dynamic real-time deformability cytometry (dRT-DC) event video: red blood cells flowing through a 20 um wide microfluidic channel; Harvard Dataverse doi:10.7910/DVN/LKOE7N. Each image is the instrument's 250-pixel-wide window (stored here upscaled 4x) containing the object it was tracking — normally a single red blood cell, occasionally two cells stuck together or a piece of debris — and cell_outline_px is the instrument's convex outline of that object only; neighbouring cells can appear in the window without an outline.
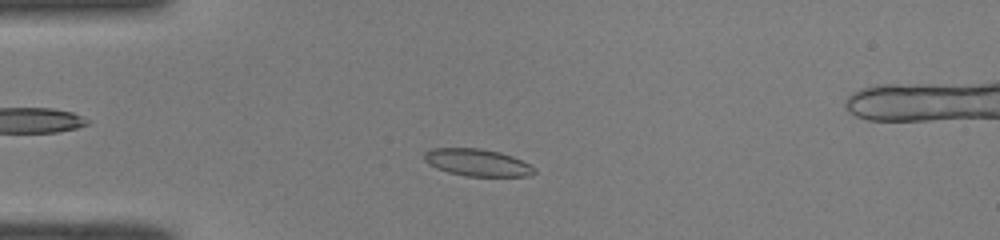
{"species": "common noctule bat (a hibernating species)", "species_latin": "Nyctalus noctula", "temperature_condition": "room temperature", "stored_images_in_passage": 40, "camera_frame_rate_fps": 3000, "um_per_image_px": 0.085, "animal": {"sex": "male", "body_mass_g": 19.0, "forearm_length_mm": 50.8}, "frame": {"image": 1, "passage_image": 2, "time_ms": 0.333, "image_size_px": [1000, 240], "cell_outline_px": [[536, 172], [528, 176], [464, 176], [448, 172], [436, 168], [428, 164], [424, 160], [424, 152], [432, 148], [480, 148], [500, 152], [512, 156], [536, 168]], "centroid_in_image_um": [40.54, 13.81], "position_along_channel_um": 44.5, "area_um2": 17.46}}
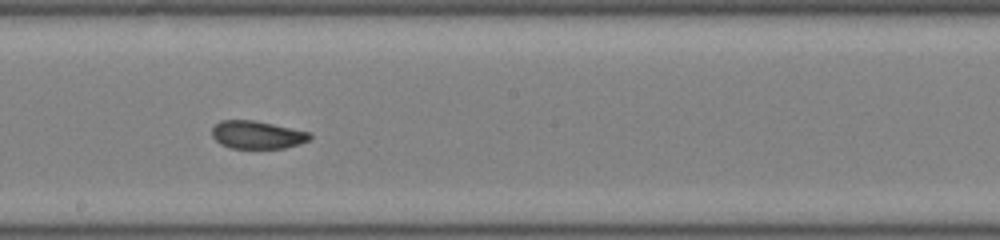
{"frame": {"image": 2, "passage_image": 17, "time_ms": 5.333, "image_size_px": [1000, 240], "cell_outline_px": [[312, 136], [308, 140], [300, 144], [284, 148], [232, 148], [220, 144], [212, 136], [212, 128], [220, 120], [252, 120], [272, 124], [308, 132]], "centroid_in_image_um": [21.83, 11.46], "position_along_channel_um": 226.4, "area_um2": 15.72}}
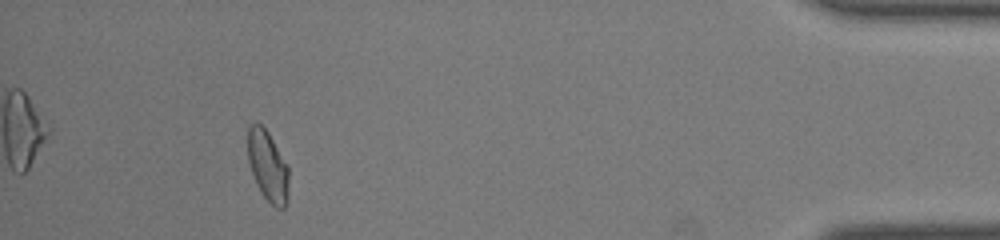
{"frame": {"image": 3, "passage_image": 35, "time_ms": 11.333, "image_size_px": [1000, 240], "cell_outline_px": [[288, 200], [284, 208], [276, 208], [264, 196], [256, 184], [248, 160], [248, 124], [256, 120], [268, 132], [288, 164]], "centroid_in_image_um": [22.76, 14.07], "position_along_channel_um": 412.4, "area_um2": 16.99}, "authors_computed_cell_mechanics": {"area_um2": 16.8198, "velocity_mm_per_s": 4.0753, "shape_relaxation_time_tau1_ms": null, "shape_relaxation_time_tau2_ms": 1.1694, "deformation_change_tau1": null, "deformation_change_tau2": 0.0603}}